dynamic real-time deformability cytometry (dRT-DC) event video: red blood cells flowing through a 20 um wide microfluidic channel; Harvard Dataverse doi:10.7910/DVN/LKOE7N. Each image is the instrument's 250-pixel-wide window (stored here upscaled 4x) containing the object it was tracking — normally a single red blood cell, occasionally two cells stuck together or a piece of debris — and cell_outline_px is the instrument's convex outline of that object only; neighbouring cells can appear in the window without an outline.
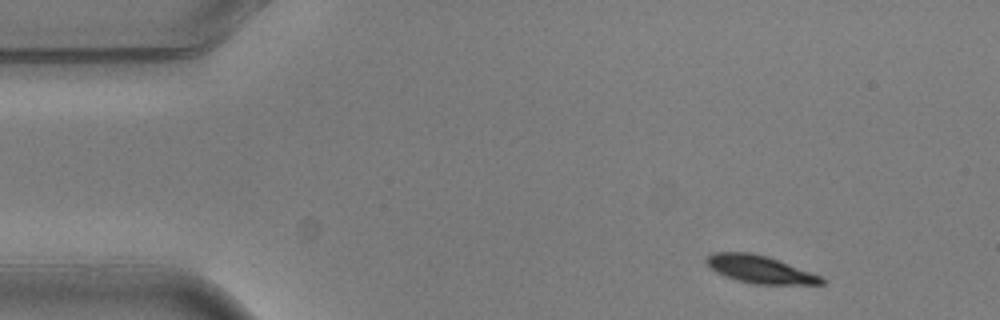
{"species": "common noctule bat (a hibernating species)", "species_latin": "Nyctalus noctula", "temperature_condition": "warm", "stored_images_in_passage": 3, "camera_frame_rate_fps": 3000, "um_per_image_px": 0.085, "animal": {"sex": "male", "body_mass_g": 20.5, "forearm_length_mm": 52.5}, "frame": {"image": 1, "passage_image": 1, "time_ms": 0.0, "image_size_px": [1000, 320], "cell_outline_px": [[828, 280], [824, 284], [752, 284], [736, 280], [724, 276], [716, 272], [704, 260], [708, 256], [716, 252], [748, 252], [768, 256], [820, 276]], "centroid_in_image_um": [64.59, 22.9], "position_along_channel_um": 20.4, "area_um2": 18.38}}
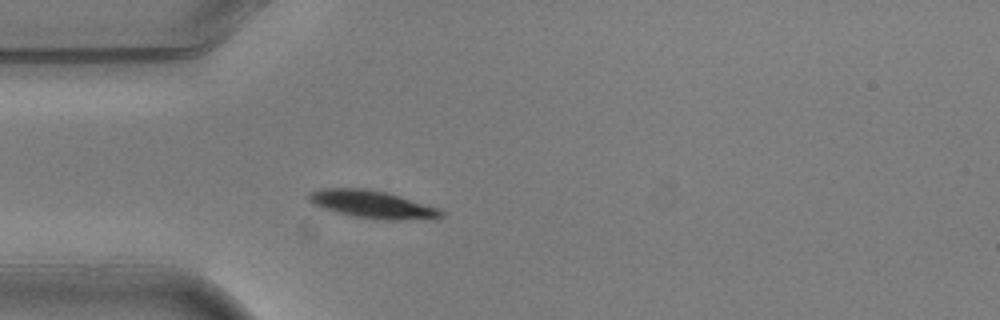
{"frame": {"image": 2, "passage_image": 3, "time_ms": 0.667, "image_size_px": [1000, 320], "cell_outline_px": [[444, 216], [432, 220], [384, 220], [352, 216], [336, 212], [312, 204], [308, 200], [308, 192], [320, 188], [364, 188], [388, 192], [436, 208], [444, 212]], "centroid_in_image_um": [31.64, 17.38], "position_along_channel_um": 53.4, "area_um2": 21.56}}